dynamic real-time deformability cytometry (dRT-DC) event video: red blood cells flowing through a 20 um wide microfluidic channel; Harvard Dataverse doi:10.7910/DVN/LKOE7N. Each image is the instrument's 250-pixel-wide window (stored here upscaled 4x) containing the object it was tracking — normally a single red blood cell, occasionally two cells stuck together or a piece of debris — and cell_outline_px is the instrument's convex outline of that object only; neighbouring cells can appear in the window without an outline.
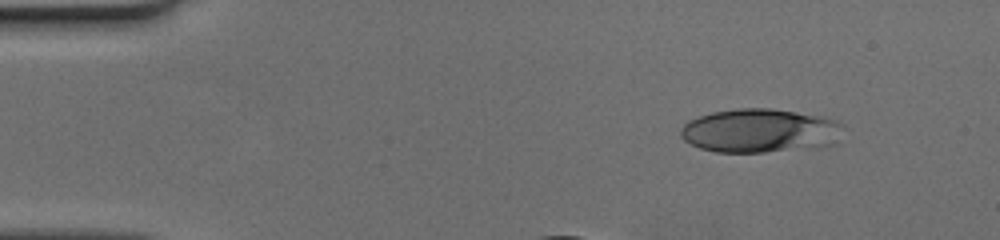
{"species": "human", "species_latin": "Homo sapiens", "temperature_condition": "cold", "stored_images_in_passage": 31, "camera_frame_rate_fps": 3000, "um_per_image_px": 0.085, "donor": {"sex": "female"}, "frame": {"image": 1, "passage_image": 1, "time_ms": 0.0, "image_size_px": [1000, 240], "cell_outline_px": [[844, 124], [836, 144], [764, 152], [716, 152], [700, 148], [684, 140], [680, 136], [680, 128], [688, 120], [712, 112], [736, 108], [772, 108], [820, 116], [836, 120]], "centroid_in_image_um": [64.57, 11.1], "position_along_channel_um": 20.4, "area_um2": 41.44}}
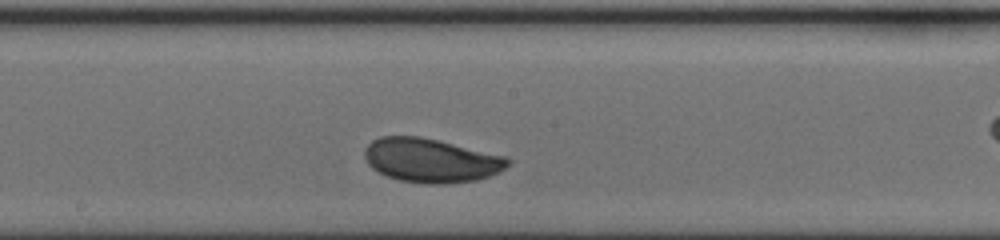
{"frame": {"image": 2, "passage_image": 18, "time_ms": 5.667, "image_size_px": [1000, 240], "cell_outline_px": [[512, 160], [504, 168], [488, 176], [476, 180], [444, 184], [428, 184], [400, 180], [388, 176], [372, 168], [368, 164], [364, 156], [364, 148], [372, 140], [380, 136], [420, 136], [508, 156]], "centroid_in_image_um": [36.63, 13.62], "position_along_channel_um": 211.6, "area_um2": 36.7}}
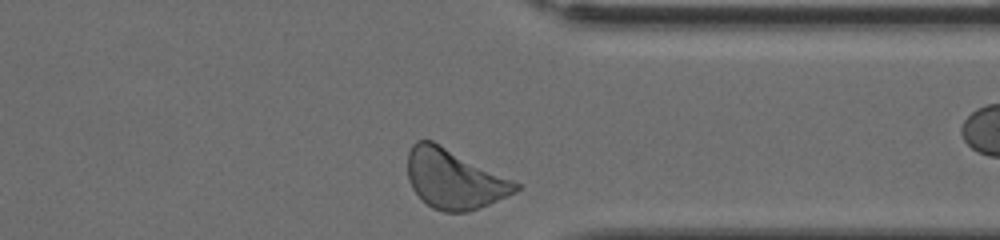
{"frame": {"image": 3, "passage_image": 30, "time_ms": 9.667, "image_size_px": [1000, 240], "cell_outline_px": [[520, 188], [516, 192], [488, 204], [468, 212], [444, 212], [432, 208], [412, 188], [408, 180], [408, 152], [412, 144], [416, 140], [432, 140], [520, 184]], "centroid_in_image_um": [38.57, 15.22], "position_along_channel_um": 372.8, "area_um2": 36.93}}